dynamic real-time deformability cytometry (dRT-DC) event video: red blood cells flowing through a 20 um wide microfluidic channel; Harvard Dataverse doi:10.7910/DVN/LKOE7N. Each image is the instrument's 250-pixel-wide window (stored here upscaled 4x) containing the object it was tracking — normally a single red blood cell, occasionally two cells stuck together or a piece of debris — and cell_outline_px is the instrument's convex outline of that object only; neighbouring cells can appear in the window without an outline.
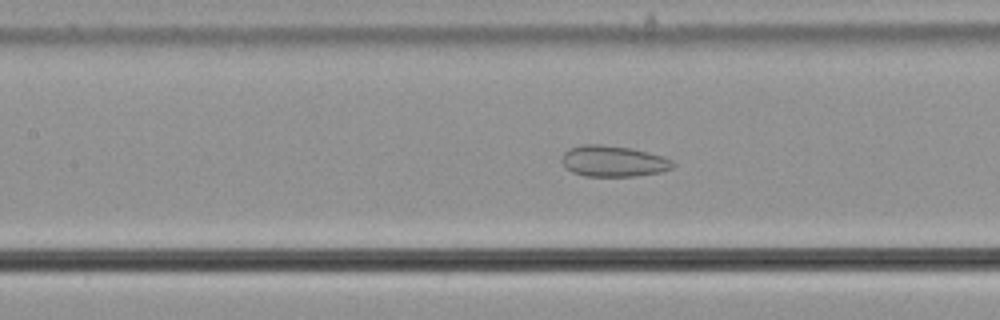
{"species": "common noctule bat (a hibernating species)", "species_latin": "Nyctalus noctula", "temperature_condition": "cold", "stored_images_in_passage": 45, "camera_frame_rate_fps": 3000, "um_per_image_px": 0.085, "animal": {"sex": "male", "body_mass_g": 21.5, "forearm_length_mm": 52.0}, "frame": {"image": 1, "passage_image": 22, "time_ms": 7.0, "image_size_px": [1000, 320], "cell_outline_px": [[676, 164], [672, 168], [660, 172], [636, 176], [584, 176], [572, 172], [564, 168], [560, 160], [560, 156], [568, 148], [584, 144], [600, 144], [632, 148], [664, 156], [672, 160]], "centroid_in_image_um": [52.09, 13.69], "position_along_channel_um": 155.3, "area_um2": 20.46}}
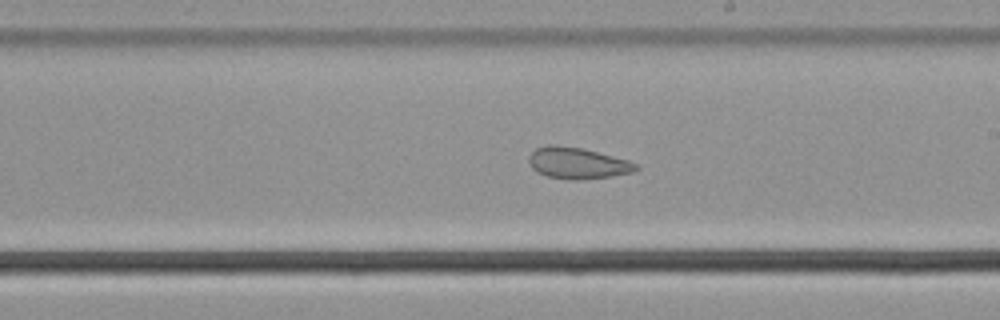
{"frame": {"image": 2, "passage_image": 29, "time_ms": 9.333, "image_size_px": [1000, 320], "cell_outline_px": [[640, 168], [632, 172], [612, 176], [576, 180], [548, 176], [536, 172], [532, 168], [528, 160], [528, 156], [536, 148], [548, 144], [556, 144], [580, 148], [628, 160], [636, 164]], "centroid_in_image_um": [49.05, 13.86], "position_along_channel_um": 239.9, "area_um2": 19.36}}
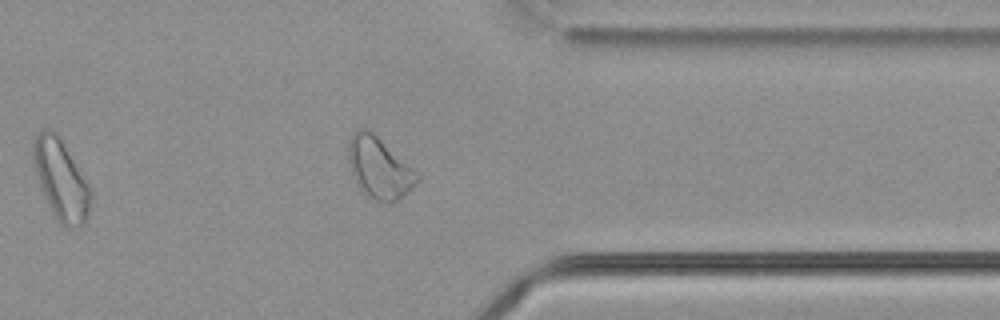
{"frame": {"image": 3, "passage_image": 41, "time_ms": 13.333, "image_size_px": [1000, 320], "cell_outline_px": [[420, 180], [408, 192], [396, 200], [388, 204], [376, 200], [368, 196], [360, 188], [352, 172], [348, 156], [348, 140], [352, 132], [356, 128], [368, 128], [420, 176]], "centroid_in_image_um": [32.21, 14.25], "position_along_channel_um": 379.2, "area_um2": 24.1}, "authors_computed_cell_mechanics": {"area_um2": 22.3108, "velocity_mm_per_s": 3.6382, "shape_relaxation_time_tau1_ms": null, "shape_relaxation_time_tau2_ms": 1.8899, "deformation_change_tau1": null, "deformation_change_tau2": 0.0814}}